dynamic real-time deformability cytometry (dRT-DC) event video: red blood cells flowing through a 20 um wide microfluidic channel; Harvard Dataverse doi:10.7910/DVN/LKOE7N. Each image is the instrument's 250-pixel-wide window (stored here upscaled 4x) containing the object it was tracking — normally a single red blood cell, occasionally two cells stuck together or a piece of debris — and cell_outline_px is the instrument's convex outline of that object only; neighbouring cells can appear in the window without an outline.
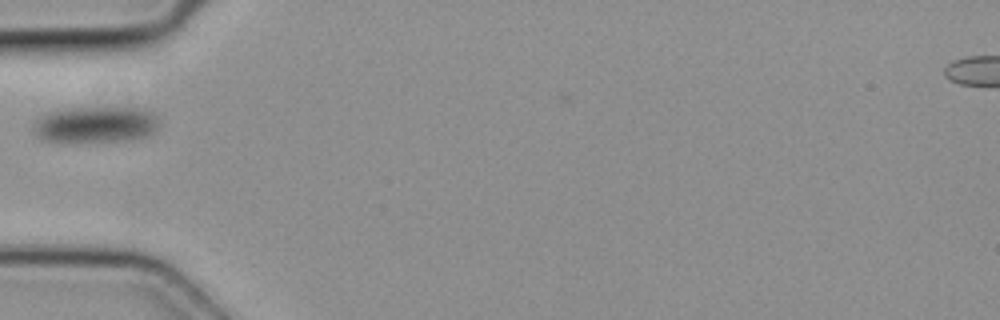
{"species": "common noctule bat (a hibernating species)", "species_latin": "Nyctalus noctula", "temperature_condition": "cold", "stored_images_in_passage": 1, "camera_frame_rate_fps": 3000, "um_per_image_px": 0.085, "animal": {"sex": "female", "body_mass_g": 19.3, "forearm_length_mm": 54.1}, "frame": {"image": 1, "passage_image": 1, "time_ms": 0.0, "image_size_px": [1000, 320], "cell_outline_px": [[160, 120], [156, 132], [140, 140], [76, 144], [56, 144], [40, 140], [32, 132], [32, 124], [40, 116], [48, 112], [64, 108], [144, 108], [152, 112]], "centroid_in_image_um": [8.08, 10.66], "position_along_channel_um": 76.9, "area_um2": 28.38}}